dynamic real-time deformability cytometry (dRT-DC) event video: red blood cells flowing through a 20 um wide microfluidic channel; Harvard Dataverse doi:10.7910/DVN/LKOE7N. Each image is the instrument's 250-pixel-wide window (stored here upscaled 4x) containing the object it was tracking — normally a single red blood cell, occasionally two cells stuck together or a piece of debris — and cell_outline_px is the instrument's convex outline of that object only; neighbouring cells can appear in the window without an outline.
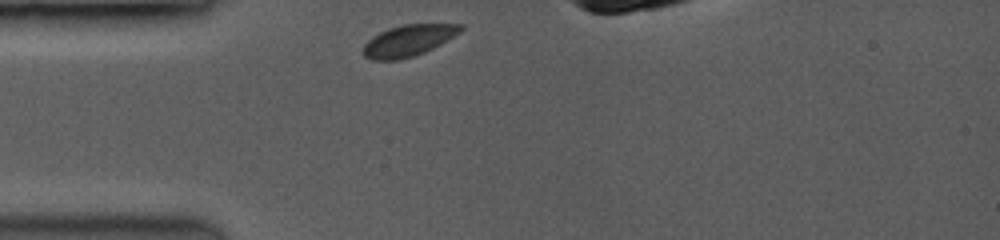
{"species": "common noctule bat (a hibernating species)", "species_latin": "Nyctalus noctula", "temperature_condition": "room temperature", "stored_images_in_passage": 27, "camera_frame_rate_fps": 3500, "um_per_image_px": 0.085, "animal": {"sex": "female", "body_mass_g": 19.0, "forearm_length_mm": 53.3}, "frame": {"image": 1, "passage_image": 1, "time_ms": 0.0, "image_size_px": [1000, 240], "cell_outline_px": [[464, 28], [460, 32], [440, 44], [424, 52], [412, 56], [396, 60], [372, 60], [364, 56], [360, 52], [364, 44], [372, 36], [388, 28], [404, 24], [464, 24]], "centroid_in_image_um": [34.67, 3.44], "position_along_channel_um": 50.3, "area_um2": 17.8}}
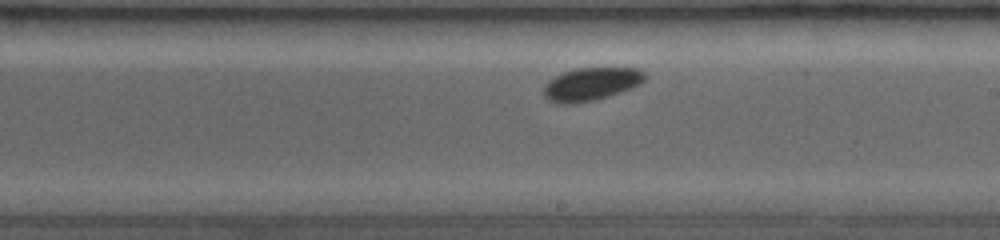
{"frame": {"image": 2, "passage_image": 15, "time_ms": 5.143, "image_size_px": [1000, 240], "cell_outline_px": [[648, 76], [644, 80], [628, 88], [604, 96], [588, 100], [548, 100], [544, 96], [544, 88], [548, 80], [564, 72], [576, 68], [640, 68], [648, 72]], "centroid_in_image_um": [50.31, 7.05], "position_along_channel_um": 238.7, "area_um2": 18.21}}
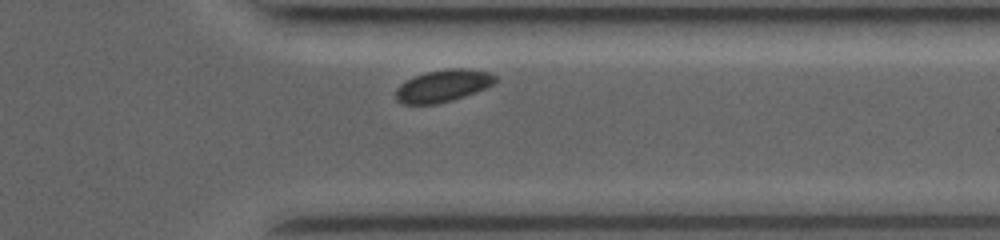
{"frame": {"image": 3, "passage_image": 24, "time_ms": 8.571, "image_size_px": [1000, 240], "cell_outline_px": [[496, 80], [492, 84], [484, 88], [464, 96], [452, 100], [436, 104], [404, 104], [396, 100], [396, 88], [400, 84], [416, 76], [428, 72], [452, 68], [464, 68], [488, 72], [496, 76]], "centroid_in_image_um": [37.64, 7.3], "position_along_channel_um": 373.8, "area_um2": 18.26}}